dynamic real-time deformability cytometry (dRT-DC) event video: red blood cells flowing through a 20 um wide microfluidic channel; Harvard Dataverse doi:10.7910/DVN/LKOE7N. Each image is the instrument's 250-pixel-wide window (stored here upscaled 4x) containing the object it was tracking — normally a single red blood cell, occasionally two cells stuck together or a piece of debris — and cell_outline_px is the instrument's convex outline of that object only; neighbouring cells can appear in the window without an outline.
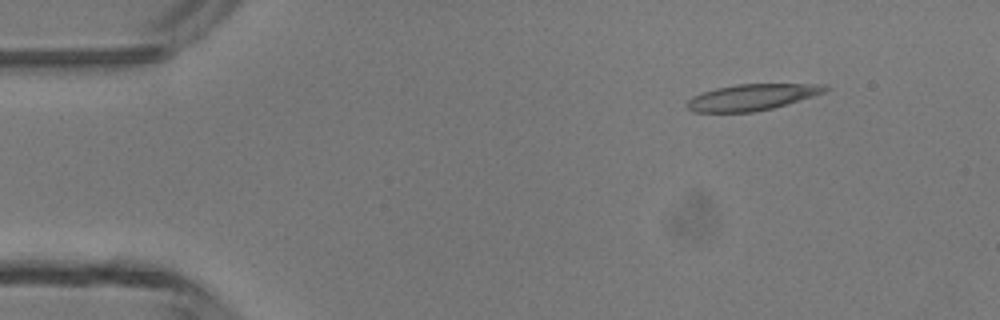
{"species": "common noctule bat (a hibernating species)", "species_latin": "Nyctalus noctula", "temperature_condition": "room temperature", "stored_images_in_passage": 3, "camera_frame_rate_fps": 3000, "um_per_image_px": 0.085, "animal": {"sex": "male", "body_mass_g": 13.3}, "frame": {"image": 1, "passage_image": 1, "time_ms": 0.0, "image_size_px": [1000, 320], "cell_outline_px": [[832, 88], [824, 92], [812, 96], [772, 108], [752, 112], [692, 112], [684, 104], [692, 96], [700, 92], [716, 88], [736, 84], [828, 84]], "centroid_in_image_um": [63.88, 8.25], "position_along_channel_um": 21.1, "area_um2": 21.15}}